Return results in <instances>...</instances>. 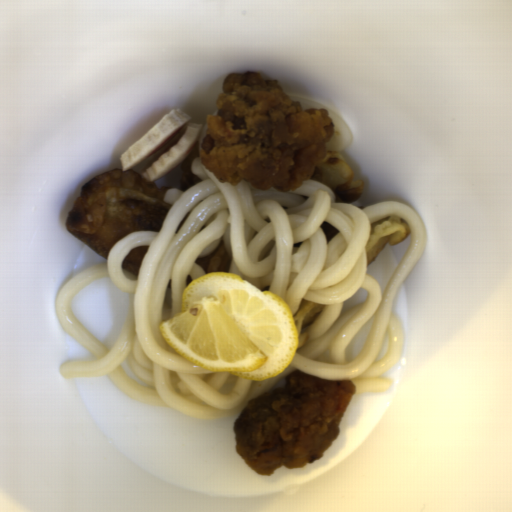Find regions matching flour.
<instances>
[{
  "label": "flour",
  "mask_w": 512,
  "mask_h": 512,
  "mask_svg": "<svg viewBox=\"0 0 512 512\" xmlns=\"http://www.w3.org/2000/svg\"><path fill=\"white\" fill-rule=\"evenodd\" d=\"M159 188L137 171L115 168L96 175L80 189L65 226L103 259L113 246L136 231H160L171 205Z\"/></svg>",
  "instance_id": "1"
},
{
  "label": "flour",
  "mask_w": 512,
  "mask_h": 512,
  "mask_svg": "<svg viewBox=\"0 0 512 512\" xmlns=\"http://www.w3.org/2000/svg\"><path fill=\"white\" fill-rule=\"evenodd\" d=\"M325 308L324 304L302 298L298 310L293 315L294 324L298 333L297 348L304 347L308 338L305 334V329L319 318Z\"/></svg>",
  "instance_id": "4"
},
{
  "label": "flour",
  "mask_w": 512,
  "mask_h": 512,
  "mask_svg": "<svg viewBox=\"0 0 512 512\" xmlns=\"http://www.w3.org/2000/svg\"><path fill=\"white\" fill-rule=\"evenodd\" d=\"M320 229L323 230L324 234H325V238H326V242L327 244L330 243L333 238L338 234V232L340 231L338 228H336L334 225H331L329 223H326V222H322L321 225H320Z\"/></svg>",
  "instance_id": "8"
},
{
  "label": "flour",
  "mask_w": 512,
  "mask_h": 512,
  "mask_svg": "<svg viewBox=\"0 0 512 512\" xmlns=\"http://www.w3.org/2000/svg\"><path fill=\"white\" fill-rule=\"evenodd\" d=\"M409 222L398 214L377 219L370 224L369 240L366 246V265H370L388 243L403 241L410 235Z\"/></svg>",
  "instance_id": "3"
},
{
  "label": "flour",
  "mask_w": 512,
  "mask_h": 512,
  "mask_svg": "<svg viewBox=\"0 0 512 512\" xmlns=\"http://www.w3.org/2000/svg\"><path fill=\"white\" fill-rule=\"evenodd\" d=\"M324 183L333 193L334 202L353 204L361 199L365 184L355 179V171L339 152L326 151V157L310 177Z\"/></svg>",
  "instance_id": "2"
},
{
  "label": "flour",
  "mask_w": 512,
  "mask_h": 512,
  "mask_svg": "<svg viewBox=\"0 0 512 512\" xmlns=\"http://www.w3.org/2000/svg\"><path fill=\"white\" fill-rule=\"evenodd\" d=\"M196 264L203 267L206 274L212 272L229 273L232 259L225 247L223 240L212 250L209 255L195 259Z\"/></svg>",
  "instance_id": "5"
},
{
  "label": "flour",
  "mask_w": 512,
  "mask_h": 512,
  "mask_svg": "<svg viewBox=\"0 0 512 512\" xmlns=\"http://www.w3.org/2000/svg\"><path fill=\"white\" fill-rule=\"evenodd\" d=\"M148 248L149 246L146 245L130 250L129 254L123 259L122 268L136 278Z\"/></svg>",
  "instance_id": "7"
},
{
  "label": "flour",
  "mask_w": 512,
  "mask_h": 512,
  "mask_svg": "<svg viewBox=\"0 0 512 512\" xmlns=\"http://www.w3.org/2000/svg\"><path fill=\"white\" fill-rule=\"evenodd\" d=\"M199 148L198 144L193 148V150L184 157L181 167H180V185L183 192H186L191 186L202 182L197 175H195L192 170V162L194 159L199 157Z\"/></svg>",
  "instance_id": "6"
}]
</instances>
